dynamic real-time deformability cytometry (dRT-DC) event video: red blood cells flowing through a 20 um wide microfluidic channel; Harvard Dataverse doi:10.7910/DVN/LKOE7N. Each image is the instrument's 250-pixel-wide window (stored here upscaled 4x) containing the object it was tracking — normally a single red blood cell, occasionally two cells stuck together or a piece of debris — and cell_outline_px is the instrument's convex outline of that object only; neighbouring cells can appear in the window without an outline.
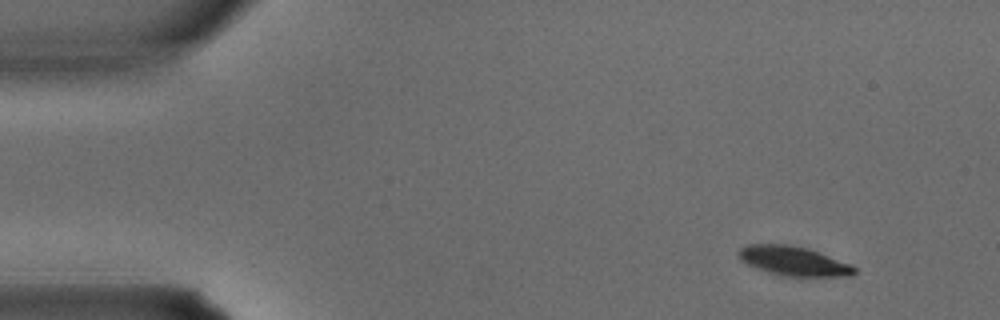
{"species": "common noctule bat (a hibernating species)", "species_latin": "Nyctalus noctula", "temperature_condition": "warm", "stored_images_in_passage": 2, "camera_frame_rate_fps": 3000, "um_per_image_px": 0.085, "animal": {"sex": "male", "body_mass_g": 15.6}, "frame": {"image": 1, "passage_image": 1, "time_ms": 0.0, "image_size_px": [1000, 320], "cell_outline_px": [[856, 272], [852, 276], [784, 276], [768, 272], [756, 268], [740, 260], [736, 252], [740, 248], [748, 244], [788, 244], [808, 248], [852, 264], [856, 268]], "centroid_in_image_um": [67.45, 22.18], "position_along_channel_um": 17.5, "area_um2": 19.94}}
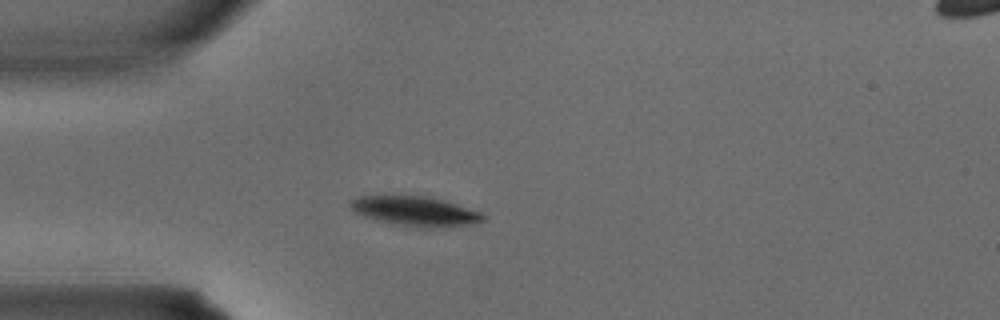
{"frame": {"image": 2, "passage_image": 2, "time_ms": 0.333, "image_size_px": [1000, 320], "cell_outline_px": [[484, 220], [472, 224], [448, 228], [416, 228], [380, 220], [364, 216], [356, 212], [348, 204], [348, 200], [360, 196], [428, 196], [480, 212], [484, 216]], "centroid_in_image_um": [35.3, 17.97], "position_along_channel_um": 49.7, "area_um2": 22.72}}